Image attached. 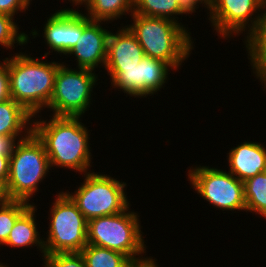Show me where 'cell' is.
Wrapping results in <instances>:
<instances>
[{
  "label": "cell",
  "mask_w": 266,
  "mask_h": 267,
  "mask_svg": "<svg viewBox=\"0 0 266 267\" xmlns=\"http://www.w3.org/2000/svg\"><path fill=\"white\" fill-rule=\"evenodd\" d=\"M41 116L32 119V132L43 143L50 167L53 170L55 167L66 168L83 175L93 171L90 170L93 166L90 131L82 123V118L52 115L48 121Z\"/></svg>",
  "instance_id": "cell-1"
},
{
  "label": "cell",
  "mask_w": 266,
  "mask_h": 267,
  "mask_svg": "<svg viewBox=\"0 0 266 267\" xmlns=\"http://www.w3.org/2000/svg\"><path fill=\"white\" fill-rule=\"evenodd\" d=\"M131 18L133 23L126 26L135 35L146 56L166 62L175 72L191 56L194 40L182 22L135 13Z\"/></svg>",
  "instance_id": "cell-2"
},
{
  "label": "cell",
  "mask_w": 266,
  "mask_h": 267,
  "mask_svg": "<svg viewBox=\"0 0 266 267\" xmlns=\"http://www.w3.org/2000/svg\"><path fill=\"white\" fill-rule=\"evenodd\" d=\"M28 54L21 50L9 55L10 94L15 102L36 116L49 105L55 74L63 62H48L44 61L47 57L41 56L40 60Z\"/></svg>",
  "instance_id": "cell-3"
},
{
  "label": "cell",
  "mask_w": 266,
  "mask_h": 267,
  "mask_svg": "<svg viewBox=\"0 0 266 267\" xmlns=\"http://www.w3.org/2000/svg\"><path fill=\"white\" fill-rule=\"evenodd\" d=\"M51 167L43 143L32 132L18 141L9 158L7 188L11 200L31 203L39 184L50 173Z\"/></svg>",
  "instance_id": "cell-4"
},
{
  "label": "cell",
  "mask_w": 266,
  "mask_h": 267,
  "mask_svg": "<svg viewBox=\"0 0 266 267\" xmlns=\"http://www.w3.org/2000/svg\"><path fill=\"white\" fill-rule=\"evenodd\" d=\"M138 214V212L130 211L129 206L121 213L88 220V244L121 252L130 259L147 255L145 236L141 231L142 226Z\"/></svg>",
  "instance_id": "cell-5"
},
{
  "label": "cell",
  "mask_w": 266,
  "mask_h": 267,
  "mask_svg": "<svg viewBox=\"0 0 266 267\" xmlns=\"http://www.w3.org/2000/svg\"><path fill=\"white\" fill-rule=\"evenodd\" d=\"M103 173L88 172L74 192L65 191L87 220L121 213L131 205L126 182Z\"/></svg>",
  "instance_id": "cell-6"
},
{
  "label": "cell",
  "mask_w": 266,
  "mask_h": 267,
  "mask_svg": "<svg viewBox=\"0 0 266 267\" xmlns=\"http://www.w3.org/2000/svg\"><path fill=\"white\" fill-rule=\"evenodd\" d=\"M49 209V229L44 240L45 255L81 252L88 244V220L64 192L59 191Z\"/></svg>",
  "instance_id": "cell-7"
},
{
  "label": "cell",
  "mask_w": 266,
  "mask_h": 267,
  "mask_svg": "<svg viewBox=\"0 0 266 267\" xmlns=\"http://www.w3.org/2000/svg\"><path fill=\"white\" fill-rule=\"evenodd\" d=\"M67 66L63 62L58 67L47 109L53 116L82 117L92 105L93 89L100 79L95 71Z\"/></svg>",
  "instance_id": "cell-8"
},
{
  "label": "cell",
  "mask_w": 266,
  "mask_h": 267,
  "mask_svg": "<svg viewBox=\"0 0 266 267\" xmlns=\"http://www.w3.org/2000/svg\"><path fill=\"white\" fill-rule=\"evenodd\" d=\"M187 171L191 188L210 206L222 211H245L244 182L220 168L189 166Z\"/></svg>",
  "instance_id": "cell-9"
},
{
  "label": "cell",
  "mask_w": 266,
  "mask_h": 267,
  "mask_svg": "<svg viewBox=\"0 0 266 267\" xmlns=\"http://www.w3.org/2000/svg\"><path fill=\"white\" fill-rule=\"evenodd\" d=\"M259 6V0H214L207 20L221 39L245 37L256 25Z\"/></svg>",
  "instance_id": "cell-10"
},
{
  "label": "cell",
  "mask_w": 266,
  "mask_h": 267,
  "mask_svg": "<svg viewBox=\"0 0 266 267\" xmlns=\"http://www.w3.org/2000/svg\"><path fill=\"white\" fill-rule=\"evenodd\" d=\"M78 10L67 7L56 10L46 18L42 33L44 43L51 51L44 53V57L52 52L67 56L76 45L83 32V12Z\"/></svg>",
  "instance_id": "cell-11"
},
{
  "label": "cell",
  "mask_w": 266,
  "mask_h": 267,
  "mask_svg": "<svg viewBox=\"0 0 266 267\" xmlns=\"http://www.w3.org/2000/svg\"><path fill=\"white\" fill-rule=\"evenodd\" d=\"M104 23L105 21L91 20L83 14V32L67 54V57L75 56L76 68L96 71L97 67H105L110 31L102 27Z\"/></svg>",
  "instance_id": "cell-12"
},
{
  "label": "cell",
  "mask_w": 266,
  "mask_h": 267,
  "mask_svg": "<svg viewBox=\"0 0 266 267\" xmlns=\"http://www.w3.org/2000/svg\"><path fill=\"white\" fill-rule=\"evenodd\" d=\"M145 56L143 48L135 35L124 24L116 33L111 32L107 41V58L105 71L110 76V81L123 69L131 68Z\"/></svg>",
  "instance_id": "cell-13"
},
{
  "label": "cell",
  "mask_w": 266,
  "mask_h": 267,
  "mask_svg": "<svg viewBox=\"0 0 266 267\" xmlns=\"http://www.w3.org/2000/svg\"><path fill=\"white\" fill-rule=\"evenodd\" d=\"M227 154L228 172L242 182L266 171L264 143L244 140L231 148Z\"/></svg>",
  "instance_id": "cell-14"
},
{
  "label": "cell",
  "mask_w": 266,
  "mask_h": 267,
  "mask_svg": "<svg viewBox=\"0 0 266 267\" xmlns=\"http://www.w3.org/2000/svg\"><path fill=\"white\" fill-rule=\"evenodd\" d=\"M244 44L255 77L266 88V5L260 4L255 27L245 36ZM264 84V85H263Z\"/></svg>",
  "instance_id": "cell-15"
},
{
  "label": "cell",
  "mask_w": 266,
  "mask_h": 267,
  "mask_svg": "<svg viewBox=\"0 0 266 267\" xmlns=\"http://www.w3.org/2000/svg\"><path fill=\"white\" fill-rule=\"evenodd\" d=\"M32 204L15 222L14 227L9 233L7 241L2 245L5 247L17 248H30L37 247L41 251L42 261L45 256L44 240L40 236L41 232L38 231V223L36 222L37 206ZM41 237V238H40Z\"/></svg>",
  "instance_id": "cell-16"
},
{
  "label": "cell",
  "mask_w": 266,
  "mask_h": 267,
  "mask_svg": "<svg viewBox=\"0 0 266 267\" xmlns=\"http://www.w3.org/2000/svg\"><path fill=\"white\" fill-rule=\"evenodd\" d=\"M34 118L23 106L9 99L0 103V135L29 136Z\"/></svg>",
  "instance_id": "cell-17"
},
{
  "label": "cell",
  "mask_w": 266,
  "mask_h": 267,
  "mask_svg": "<svg viewBox=\"0 0 266 267\" xmlns=\"http://www.w3.org/2000/svg\"><path fill=\"white\" fill-rule=\"evenodd\" d=\"M170 70L173 71L166 62L145 55L140 61L141 98L154 96L163 87L165 89Z\"/></svg>",
  "instance_id": "cell-18"
},
{
  "label": "cell",
  "mask_w": 266,
  "mask_h": 267,
  "mask_svg": "<svg viewBox=\"0 0 266 267\" xmlns=\"http://www.w3.org/2000/svg\"><path fill=\"white\" fill-rule=\"evenodd\" d=\"M133 13L167 18L176 23H179L177 15L193 14L183 0H134Z\"/></svg>",
  "instance_id": "cell-19"
},
{
  "label": "cell",
  "mask_w": 266,
  "mask_h": 267,
  "mask_svg": "<svg viewBox=\"0 0 266 267\" xmlns=\"http://www.w3.org/2000/svg\"><path fill=\"white\" fill-rule=\"evenodd\" d=\"M134 0H90L83 7L91 20L105 21V24L133 14ZM108 22V23H107Z\"/></svg>",
  "instance_id": "cell-20"
},
{
  "label": "cell",
  "mask_w": 266,
  "mask_h": 267,
  "mask_svg": "<svg viewBox=\"0 0 266 267\" xmlns=\"http://www.w3.org/2000/svg\"><path fill=\"white\" fill-rule=\"evenodd\" d=\"M246 212H253L266 220V171L244 181Z\"/></svg>",
  "instance_id": "cell-21"
},
{
  "label": "cell",
  "mask_w": 266,
  "mask_h": 267,
  "mask_svg": "<svg viewBox=\"0 0 266 267\" xmlns=\"http://www.w3.org/2000/svg\"><path fill=\"white\" fill-rule=\"evenodd\" d=\"M87 267H127L130 258L118 251L87 244L80 252Z\"/></svg>",
  "instance_id": "cell-22"
},
{
  "label": "cell",
  "mask_w": 266,
  "mask_h": 267,
  "mask_svg": "<svg viewBox=\"0 0 266 267\" xmlns=\"http://www.w3.org/2000/svg\"><path fill=\"white\" fill-rule=\"evenodd\" d=\"M34 204L23 200H11L0 204V247L7 241L16 220Z\"/></svg>",
  "instance_id": "cell-23"
},
{
  "label": "cell",
  "mask_w": 266,
  "mask_h": 267,
  "mask_svg": "<svg viewBox=\"0 0 266 267\" xmlns=\"http://www.w3.org/2000/svg\"><path fill=\"white\" fill-rule=\"evenodd\" d=\"M19 29L14 17L0 13V46L12 50L17 43L16 46H22L21 49H24L23 46L28 43L30 37Z\"/></svg>",
  "instance_id": "cell-24"
},
{
  "label": "cell",
  "mask_w": 266,
  "mask_h": 267,
  "mask_svg": "<svg viewBox=\"0 0 266 267\" xmlns=\"http://www.w3.org/2000/svg\"><path fill=\"white\" fill-rule=\"evenodd\" d=\"M110 82L111 87L123 91L126 96L128 94V96L140 98V62L135 67L123 68Z\"/></svg>",
  "instance_id": "cell-25"
},
{
  "label": "cell",
  "mask_w": 266,
  "mask_h": 267,
  "mask_svg": "<svg viewBox=\"0 0 266 267\" xmlns=\"http://www.w3.org/2000/svg\"><path fill=\"white\" fill-rule=\"evenodd\" d=\"M43 267H87L80 252L54 253L44 256Z\"/></svg>",
  "instance_id": "cell-26"
},
{
  "label": "cell",
  "mask_w": 266,
  "mask_h": 267,
  "mask_svg": "<svg viewBox=\"0 0 266 267\" xmlns=\"http://www.w3.org/2000/svg\"><path fill=\"white\" fill-rule=\"evenodd\" d=\"M2 61H0V103L12 99L10 94L9 57Z\"/></svg>",
  "instance_id": "cell-27"
},
{
  "label": "cell",
  "mask_w": 266,
  "mask_h": 267,
  "mask_svg": "<svg viewBox=\"0 0 266 267\" xmlns=\"http://www.w3.org/2000/svg\"><path fill=\"white\" fill-rule=\"evenodd\" d=\"M32 4L29 0H0V13L15 17L19 12H25Z\"/></svg>",
  "instance_id": "cell-28"
},
{
  "label": "cell",
  "mask_w": 266,
  "mask_h": 267,
  "mask_svg": "<svg viewBox=\"0 0 266 267\" xmlns=\"http://www.w3.org/2000/svg\"><path fill=\"white\" fill-rule=\"evenodd\" d=\"M26 137H28V136L0 135V155L1 156H11L18 141H20Z\"/></svg>",
  "instance_id": "cell-29"
},
{
  "label": "cell",
  "mask_w": 266,
  "mask_h": 267,
  "mask_svg": "<svg viewBox=\"0 0 266 267\" xmlns=\"http://www.w3.org/2000/svg\"><path fill=\"white\" fill-rule=\"evenodd\" d=\"M156 261H158L156 258L153 259L151 256L145 257L144 255L140 258L131 259L127 267H160Z\"/></svg>",
  "instance_id": "cell-30"
},
{
  "label": "cell",
  "mask_w": 266,
  "mask_h": 267,
  "mask_svg": "<svg viewBox=\"0 0 266 267\" xmlns=\"http://www.w3.org/2000/svg\"><path fill=\"white\" fill-rule=\"evenodd\" d=\"M184 3L186 4V6L193 12L195 13L199 7V5H201L202 7H204L207 11L211 9L214 0H183ZM204 4V5H203ZM198 6V7H197Z\"/></svg>",
  "instance_id": "cell-31"
},
{
  "label": "cell",
  "mask_w": 266,
  "mask_h": 267,
  "mask_svg": "<svg viewBox=\"0 0 266 267\" xmlns=\"http://www.w3.org/2000/svg\"><path fill=\"white\" fill-rule=\"evenodd\" d=\"M11 201L10 194L7 188V181L0 176V204Z\"/></svg>",
  "instance_id": "cell-32"
},
{
  "label": "cell",
  "mask_w": 266,
  "mask_h": 267,
  "mask_svg": "<svg viewBox=\"0 0 266 267\" xmlns=\"http://www.w3.org/2000/svg\"><path fill=\"white\" fill-rule=\"evenodd\" d=\"M9 158L10 156L0 155V176H2L6 181L9 175Z\"/></svg>",
  "instance_id": "cell-33"
},
{
  "label": "cell",
  "mask_w": 266,
  "mask_h": 267,
  "mask_svg": "<svg viewBox=\"0 0 266 267\" xmlns=\"http://www.w3.org/2000/svg\"><path fill=\"white\" fill-rule=\"evenodd\" d=\"M63 1V0H62ZM66 1V0H65ZM68 1V3L70 2V3H72V5H73V7H76L77 5H78V7H77V9L78 8H80L81 6H84L87 2H89L90 0H67ZM80 5V6H79Z\"/></svg>",
  "instance_id": "cell-34"
},
{
  "label": "cell",
  "mask_w": 266,
  "mask_h": 267,
  "mask_svg": "<svg viewBox=\"0 0 266 267\" xmlns=\"http://www.w3.org/2000/svg\"><path fill=\"white\" fill-rule=\"evenodd\" d=\"M260 4L266 5V0H259Z\"/></svg>",
  "instance_id": "cell-35"
},
{
  "label": "cell",
  "mask_w": 266,
  "mask_h": 267,
  "mask_svg": "<svg viewBox=\"0 0 266 267\" xmlns=\"http://www.w3.org/2000/svg\"><path fill=\"white\" fill-rule=\"evenodd\" d=\"M0 267H9V266L4 264V263H2V262H0Z\"/></svg>",
  "instance_id": "cell-36"
}]
</instances>
